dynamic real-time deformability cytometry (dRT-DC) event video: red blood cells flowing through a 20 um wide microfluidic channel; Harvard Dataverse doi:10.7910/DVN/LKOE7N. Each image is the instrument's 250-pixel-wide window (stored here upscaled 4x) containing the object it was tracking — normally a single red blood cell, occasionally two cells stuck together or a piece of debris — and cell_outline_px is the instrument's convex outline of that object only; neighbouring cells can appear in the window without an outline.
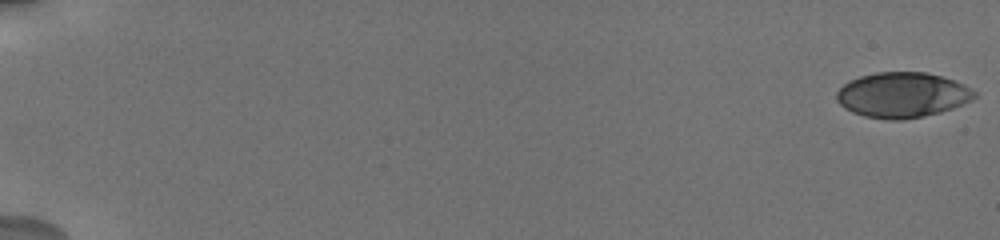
{"species": "human", "species_latin": "Homo sapiens", "temperature_condition": "cold", "stored_images_in_passage": 29, "camera_frame_rate_fps": 3000, "um_per_image_px": 0.085, "donor": {"sex": "male"}, "frame": {"image": 1, "passage_image": 1, "time_ms": 0.0, "image_size_px": [1000, 240], "cell_outline_px": [[976, 96], [972, 100], [952, 108], [940, 112], [924, 116], [904, 120], [892, 120], [864, 116], [852, 112], [844, 108], [836, 100], [836, 92], [848, 80], [860, 76], [876, 72], [924, 72], [956, 80], [964, 84], [976, 92]], "centroid_in_image_um": [76.68, 8.07], "position_along_channel_um": 8.3, "area_um2": 36.47}}
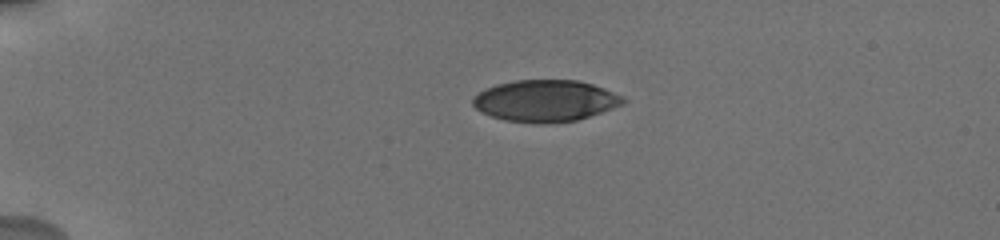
{"frame": {"image": 2, "passage_image": 18, "time_ms": 4.667, "image_size_px": [1000, 240], "cell_outline_px": [[628, 100], [624, 104], [576, 120], [548, 124], [540, 124], [504, 120], [480, 112], [472, 104], [472, 96], [484, 88], [496, 84], [516, 80], [580, 80], [604, 88], [624, 96]], "centroid_in_image_um": [46.34, 8.56], "position_along_channel_um": 38.7, "area_um2": 36.76}}